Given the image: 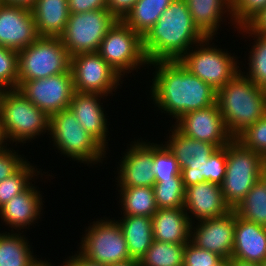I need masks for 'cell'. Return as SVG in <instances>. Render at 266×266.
Returning <instances> with one entry per match:
<instances>
[{
    "label": "cell",
    "mask_w": 266,
    "mask_h": 266,
    "mask_svg": "<svg viewBox=\"0 0 266 266\" xmlns=\"http://www.w3.org/2000/svg\"><path fill=\"white\" fill-rule=\"evenodd\" d=\"M219 266H228V263L226 260H224Z\"/></svg>",
    "instance_id": "obj_53"
},
{
    "label": "cell",
    "mask_w": 266,
    "mask_h": 266,
    "mask_svg": "<svg viewBox=\"0 0 266 266\" xmlns=\"http://www.w3.org/2000/svg\"><path fill=\"white\" fill-rule=\"evenodd\" d=\"M260 266H266V259L261 263L259 264Z\"/></svg>",
    "instance_id": "obj_54"
},
{
    "label": "cell",
    "mask_w": 266,
    "mask_h": 266,
    "mask_svg": "<svg viewBox=\"0 0 266 266\" xmlns=\"http://www.w3.org/2000/svg\"><path fill=\"white\" fill-rule=\"evenodd\" d=\"M70 69L77 92L98 93L107 97L116 92L124 81L97 52L71 57Z\"/></svg>",
    "instance_id": "obj_12"
},
{
    "label": "cell",
    "mask_w": 266,
    "mask_h": 266,
    "mask_svg": "<svg viewBox=\"0 0 266 266\" xmlns=\"http://www.w3.org/2000/svg\"><path fill=\"white\" fill-rule=\"evenodd\" d=\"M122 218V219H121ZM120 224L132 259L140 260L153 242L152 218L123 215Z\"/></svg>",
    "instance_id": "obj_26"
},
{
    "label": "cell",
    "mask_w": 266,
    "mask_h": 266,
    "mask_svg": "<svg viewBox=\"0 0 266 266\" xmlns=\"http://www.w3.org/2000/svg\"><path fill=\"white\" fill-rule=\"evenodd\" d=\"M106 266H140L139 261L136 259H130L128 261L120 262V263H115V264H109Z\"/></svg>",
    "instance_id": "obj_48"
},
{
    "label": "cell",
    "mask_w": 266,
    "mask_h": 266,
    "mask_svg": "<svg viewBox=\"0 0 266 266\" xmlns=\"http://www.w3.org/2000/svg\"><path fill=\"white\" fill-rule=\"evenodd\" d=\"M37 0H0V3L5 5L23 6L26 8H32Z\"/></svg>",
    "instance_id": "obj_46"
},
{
    "label": "cell",
    "mask_w": 266,
    "mask_h": 266,
    "mask_svg": "<svg viewBox=\"0 0 266 266\" xmlns=\"http://www.w3.org/2000/svg\"><path fill=\"white\" fill-rule=\"evenodd\" d=\"M16 151L7 144L0 148V182L17 172L28 161L24 155L18 154L19 150Z\"/></svg>",
    "instance_id": "obj_41"
},
{
    "label": "cell",
    "mask_w": 266,
    "mask_h": 266,
    "mask_svg": "<svg viewBox=\"0 0 266 266\" xmlns=\"http://www.w3.org/2000/svg\"><path fill=\"white\" fill-rule=\"evenodd\" d=\"M153 189L158 209L184 208L185 187L182 178L155 181Z\"/></svg>",
    "instance_id": "obj_34"
},
{
    "label": "cell",
    "mask_w": 266,
    "mask_h": 266,
    "mask_svg": "<svg viewBox=\"0 0 266 266\" xmlns=\"http://www.w3.org/2000/svg\"><path fill=\"white\" fill-rule=\"evenodd\" d=\"M205 36L195 26L186 0H173L142 37L147 61H176Z\"/></svg>",
    "instance_id": "obj_2"
},
{
    "label": "cell",
    "mask_w": 266,
    "mask_h": 266,
    "mask_svg": "<svg viewBox=\"0 0 266 266\" xmlns=\"http://www.w3.org/2000/svg\"><path fill=\"white\" fill-rule=\"evenodd\" d=\"M149 66L155 69L149 99L161 113H167L177 121L186 113L216 103L217 91L192 74L179 60L155 61Z\"/></svg>",
    "instance_id": "obj_1"
},
{
    "label": "cell",
    "mask_w": 266,
    "mask_h": 266,
    "mask_svg": "<svg viewBox=\"0 0 266 266\" xmlns=\"http://www.w3.org/2000/svg\"><path fill=\"white\" fill-rule=\"evenodd\" d=\"M191 225L184 208L158 209L152 216L153 239L167 243H188Z\"/></svg>",
    "instance_id": "obj_23"
},
{
    "label": "cell",
    "mask_w": 266,
    "mask_h": 266,
    "mask_svg": "<svg viewBox=\"0 0 266 266\" xmlns=\"http://www.w3.org/2000/svg\"><path fill=\"white\" fill-rule=\"evenodd\" d=\"M226 146L215 150L201 167V175L211 183L222 185L226 173Z\"/></svg>",
    "instance_id": "obj_39"
},
{
    "label": "cell",
    "mask_w": 266,
    "mask_h": 266,
    "mask_svg": "<svg viewBox=\"0 0 266 266\" xmlns=\"http://www.w3.org/2000/svg\"><path fill=\"white\" fill-rule=\"evenodd\" d=\"M186 2L195 26L205 37H217L220 23L227 20L224 18L228 15L231 18L230 23L234 24L231 0H186Z\"/></svg>",
    "instance_id": "obj_24"
},
{
    "label": "cell",
    "mask_w": 266,
    "mask_h": 266,
    "mask_svg": "<svg viewBox=\"0 0 266 266\" xmlns=\"http://www.w3.org/2000/svg\"><path fill=\"white\" fill-rule=\"evenodd\" d=\"M116 21L107 9L70 13L60 39L70 57L81 53H95Z\"/></svg>",
    "instance_id": "obj_11"
},
{
    "label": "cell",
    "mask_w": 266,
    "mask_h": 266,
    "mask_svg": "<svg viewBox=\"0 0 266 266\" xmlns=\"http://www.w3.org/2000/svg\"><path fill=\"white\" fill-rule=\"evenodd\" d=\"M184 210L192 223H196L195 219L200 222L219 218L232 211L224 199L221 186L208 181L185 188Z\"/></svg>",
    "instance_id": "obj_19"
},
{
    "label": "cell",
    "mask_w": 266,
    "mask_h": 266,
    "mask_svg": "<svg viewBox=\"0 0 266 266\" xmlns=\"http://www.w3.org/2000/svg\"><path fill=\"white\" fill-rule=\"evenodd\" d=\"M237 31L254 37L253 45L248 51V72L243 73L258 86L266 88V35L253 33L247 26L237 28Z\"/></svg>",
    "instance_id": "obj_30"
},
{
    "label": "cell",
    "mask_w": 266,
    "mask_h": 266,
    "mask_svg": "<svg viewBox=\"0 0 266 266\" xmlns=\"http://www.w3.org/2000/svg\"><path fill=\"white\" fill-rule=\"evenodd\" d=\"M212 40L213 37H205L190 48L179 61L192 74L218 91L232 80L241 68L237 56H232L227 49L223 51L215 44L211 45Z\"/></svg>",
    "instance_id": "obj_7"
},
{
    "label": "cell",
    "mask_w": 266,
    "mask_h": 266,
    "mask_svg": "<svg viewBox=\"0 0 266 266\" xmlns=\"http://www.w3.org/2000/svg\"><path fill=\"white\" fill-rule=\"evenodd\" d=\"M50 117L18 89H6L1 101L0 130L5 144H22L49 134ZM38 136V137H37ZM28 141V142H26Z\"/></svg>",
    "instance_id": "obj_4"
},
{
    "label": "cell",
    "mask_w": 266,
    "mask_h": 266,
    "mask_svg": "<svg viewBox=\"0 0 266 266\" xmlns=\"http://www.w3.org/2000/svg\"><path fill=\"white\" fill-rule=\"evenodd\" d=\"M62 266H106V265L90 261L77 251V253L67 258V260L65 259V262L63 261Z\"/></svg>",
    "instance_id": "obj_45"
},
{
    "label": "cell",
    "mask_w": 266,
    "mask_h": 266,
    "mask_svg": "<svg viewBox=\"0 0 266 266\" xmlns=\"http://www.w3.org/2000/svg\"><path fill=\"white\" fill-rule=\"evenodd\" d=\"M141 139V141H140ZM131 141L118 164L117 188L122 187H153L155 174L153 169V142L142 138Z\"/></svg>",
    "instance_id": "obj_16"
},
{
    "label": "cell",
    "mask_w": 266,
    "mask_h": 266,
    "mask_svg": "<svg viewBox=\"0 0 266 266\" xmlns=\"http://www.w3.org/2000/svg\"><path fill=\"white\" fill-rule=\"evenodd\" d=\"M246 26L253 33L266 35V8L256 15Z\"/></svg>",
    "instance_id": "obj_44"
},
{
    "label": "cell",
    "mask_w": 266,
    "mask_h": 266,
    "mask_svg": "<svg viewBox=\"0 0 266 266\" xmlns=\"http://www.w3.org/2000/svg\"><path fill=\"white\" fill-rule=\"evenodd\" d=\"M233 211L247 221L266 226V186L261 180L247 192Z\"/></svg>",
    "instance_id": "obj_31"
},
{
    "label": "cell",
    "mask_w": 266,
    "mask_h": 266,
    "mask_svg": "<svg viewBox=\"0 0 266 266\" xmlns=\"http://www.w3.org/2000/svg\"><path fill=\"white\" fill-rule=\"evenodd\" d=\"M71 57L60 37H38L18 52V82L67 73Z\"/></svg>",
    "instance_id": "obj_8"
},
{
    "label": "cell",
    "mask_w": 266,
    "mask_h": 266,
    "mask_svg": "<svg viewBox=\"0 0 266 266\" xmlns=\"http://www.w3.org/2000/svg\"><path fill=\"white\" fill-rule=\"evenodd\" d=\"M30 184L24 191L17 196L12 197L4 206L0 208L1 220L11 227L10 232H20L21 229H26L27 225L35 224L41 217L43 209V195L38 186ZM36 186V187H35ZM20 230V231H19Z\"/></svg>",
    "instance_id": "obj_21"
},
{
    "label": "cell",
    "mask_w": 266,
    "mask_h": 266,
    "mask_svg": "<svg viewBox=\"0 0 266 266\" xmlns=\"http://www.w3.org/2000/svg\"><path fill=\"white\" fill-rule=\"evenodd\" d=\"M49 135L54 149L74 162L92 166L106 158L107 150L78 123L70 109L50 116Z\"/></svg>",
    "instance_id": "obj_5"
},
{
    "label": "cell",
    "mask_w": 266,
    "mask_h": 266,
    "mask_svg": "<svg viewBox=\"0 0 266 266\" xmlns=\"http://www.w3.org/2000/svg\"><path fill=\"white\" fill-rule=\"evenodd\" d=\"M228 266H260L257 263L248 262L238 258H230L227 260Z\"/></svg>",
    "instance_id": "obj_47"
},
{
    "label": "cell",
    "mask_w": 266,
    "mask_h": 266,
    "mask_svg": "<svg viewBox=\"0 0 266 266\" xmlns=\"http://www.w3.org/2000/svg\"><path fill=\"white\" fill-rule=\"evenodd\" d=\"M93 221L82 235L78 252L90 261L109 265L132 259L117 219ZM105 219V220H104Z\"/></svg>",
    "instance_id": "obj_10"
},
{
    "label": "cell",
    "mask_w": 266,
    "mask_h": 266,
    "mask_svg": "<svg viewBox=\"0 0 266 266\" xmlns=\"http://www.w3.org/2000/svg\"><path fill=\"white\" fill-rule=\"evenodd\" d=\"M37 173V174H36ZM44 175L42 170L38 171L34 165L27 161L17 172L0 182V208L12 197L17 196L34 182L35 176ZM33 179V180H32Z\"/></svg>",
    "instance_id": "obj_33"
},
{
    "label": "cell",
    "mask_w": 266,
    "mask_h": 266,
    "mask_svg": "<svg viewBox=\"0 0 266 266\" xmlns=\"http://www.w3.org/2000/svg\"><path fill=\"white\" fill-rule=\"evenodd\" d=\"M21 234L15 231L0 232V266H33L38 262L32 245Z\"/></svg>",
    "instance_id": "obj_27"
},
{
    "label": "cell",
    "mask_w": 266,
    "mask_h": 266,
    "mask_svg": "<svg viewBox=\"0 0 266 266\" xmlns=\"http://www.w3.org/2000/svg\"><path fill=\"white\" fill-rule=\"evenodd\" d=\"M174 123L185 136L212 143L217 148L226 146L233 139L225 127L217 102L210 107L186 113Z\"/></svg>",
    "instance_id": "obj_15"
},
{
    "label": "cell",
    "mask_w": 266,
    "mask_h": 266,
    "mask_svg": "<svg viewBox=\"0 0 266 266\" xmlns=\"http://www.w3.org/2000/svg\"><path fill=\"white\" fill-rule=\"evenodd\" d=\"M38 37L30 8L0 4V46L19 52Z\"/></svg>",
    "instance_id": "obj_18"
},
{
    "label": "cell",
    "mask_w": 266,
    "mask_h": 266,
    "mask_svg": "<svg viewBox=\"0 0 266 266\" xmlns=\"http://www.w3.org/2000/svg\"><path fill=\"white\" fill-rule=\"evenodd\" d=\"M33 266H53V265L51 264V262L46 261V259L44 261L39 259V261Z\"/></svg>",
    "instance_id": "obj_49"
},
{
    "label": "cell",
    "mask_w": 266,
    "mask_h": 266,
    "mask_svg": "<svg viewBox=\"0 0 266 266\" xmlns=\"http://www.w3.org/2000/svg\"><path fill=\"white\" fill-rule=\"evenodd\" d=\"M17 88L49 117L69 109L75 92L71 69L47 78L18 82Z\"/></svg>",
    "instance_id": "obj_13"
},
{
    "label": "cell",
    "mask_w": 266,
    "mask_h": 266,
    "mask_svg": "<svg viewBox=\"0 0 266 266\" xmlns=\"http://www.w3.org/2000/svg\"><path fill=\"white\" fill-rule=\"evenodd\" d=\"M98 93H83L75 91L69 109L75 115L78 123L91 134L106 150L108 146V118ZM105 112V114H104ZM108 132V133H107Z\"/></svg>",
    "instance_id": "obj_20"
},
{
    "label": "cell",
    "mask_w": 266,
    "mask_h": 266,
    "mask_svg": "<svg viewBox=\"0 0 266 266\" xmlns=\"http://www.w3.org/2000/svg\"><path fill=\"white\" fill-rule=\"evenodd\" d=\"M266 8V0H231L234 28L246 26L256 15Z\"/></svg>",
    "instance_id": "obj_38"
},
{
    "label": "cell",
    "mask_w": 266,
    "mask_h": 266,
    "mask_svg": "<svg viewBox=\"0 0 266 266\" xmlns=\"http://www.w3.org/2000/svg\"><path fill=\"white\" fill-rule=\"evenodd\" d=\"M97 53L123 78L133 70L148 68L142 37L117 20L101 41Z\"/></svg>",
    "instance_id": "obj_9"
},
{
    "label": "cell",
    "mask_w": 266,
    "mask_h": 266,
    "mask_svg": "<svg viewBox=\"0 0 266 266\" xmlns=\"http://www.w3.org/2000/svg\"><path fill=\"white\" fill-rule=\"evenodd\" d=\"M0 86L18 87V52L0 46Z\"/></svg>",
    "instance_id": "obj_37"
},
{
    "label": "cell",
    "mask_w": 266,
    "mask_h": 266,
    "mask_svg": "<svg viewBox=\"0 0 266 266\" xmlns=\"http://www.w3.org/2000/svg\"><path fill=\"white\" fill-rule=\"evenodd\" d=\"M138 0H106L107 10L117 19L123 20Z\"/></svg>",
    "instance_id": "obj_43"
},
{
    "label": "cell",
    "mask_w": 266,
    "mask_h": 266,
    "mask_svg": "<svg viewBox=\"0 0 266 266\" xmlns=\"http://www.w3.org/2000/svg\"><path fill=\"white\" fill-rule=\"evenodd\" d=\"M234 229L235 212L232 210L219 218L192 223L190 241L227 261L232 257Z\"/></svg>",
    "instance_id": "obj_17"
},
{
    "label": "cell",
    "mask_w": 266,
    "mask_h": 266,
    "mask_svg": "<svg viewBox=\"0 0 266 266\" xmlns=\"http://www.w3.org/2000/svg\"><path fill=\"white\" fill-rule=\"evenodd\" d=\"M224 259L219 255L194 245L186 243L183 266H219Z\"/></svg>",
    "instance_id": "obj_40"
},
{
    "label": "cell",
    "mask_w": 266,
    "mask_h": 266,
    "mask_svg": "<svg viewBox=\"0 0 266 266\" xmlns=\"http://www.w3.org/2000/svg\"><path fill=\"white\" fill-rule=\"evenodd\" d=\"M173 0H138L122 20L143 37Z\"/></svg>",
    "instance_id": "obj_28"
},
{
    "label": "cell",
    "mask_w": 266,
    "mask_h": 266,
    "mask_svg": "<svg viewBox=\"0 0 266 266\" xmlns=\"http://www.w3.org/2000/svg\"><path fill=\"white\" fill-rule=\"evenodd\" d=\"M216 102L225 127L236 138L266 115V88L255 84L241 70L217 91Z\"/></svg>",
    "instance_id": "obj_3"
},
{
    "label": "cell",
    "mask_w": 266,
    "mask_h": 266,
    "mask_svg": "<svg viewBox=\"0 0 266 266\" xmlns=\"http://www.w3.org/2000/svg\"><path fill=\"white\" fill-rule=\"evenodd\" d=\"M186 243L174 244L153 240L139 260L140 266H183Z\"/></svg>",
    "instance_id": "obj_32"
},
{
    "label": "cell",
    "mask_w": 266,
    "mask_h": 266,
    "mask_svg": "<svg viewBox=\"0 0 266 266\" xmlns=\"http://www.w3.org/2000/svg\"><path fill=\"white\" fill-rule=\"evenodd\" d=\"M226 173L221 185L226 203L233 210L260 180L266 159L233 138L226 145Z\"/></svg>",
    "instance_id": "obj_6"
},
{
    "label": "cell",
    "mask_w": 266,
    "mask_h": 266,
    "mask_svg": "<svg viewBox=\"0 0 266 266\" xmlns=\"http://www.w3.org/2000/svg\"><path fill=\"white\" fill-rule=\"evenodd\" d=\"M260 180L263 182V184L266 186V164L264 165L261 173Z\"/></svg>",
    "instance_id": "obj_50"
},
{
    "label": "cell",
    "mask_w": 266,
    "mask_h": 266,
    "mask_svg": "<svg viewBox=\"0 0 266 266\" xmlns=\"http://www.w3.org/2000/svg\"><path fill=\"white\" fill-rule=\"evenodd\" d=\"M231 258L261 264L266 259V226L247 221L235 214Z\"/></svg>",
    "instance_id": "obj_22"
},
{
    "label": "cell",
    "mask_w": 266,
    "mask_h": 266,
    "mask_svg": "<svg viewBox=\"0 0 266 266\" xmlns=\"http://www.w3.org/2000/svg\"><path fill=\"white\" fill-rule=\"evenodd\" d=\"M235 139L245 148L257 152L266 159V115L248 126Z\"/></svg>",
    "instance_id": "obj_36"
},
{
    "label": "cell",
    "mask_w": 266,
    "mask_h": 266,
    "mask_svg": "<svg viewBox=\"0 0 266 266\" xmlns=\"http://www.w3.org/2000/svg\"><path fill=\"white\" fill-rule=\"evenodd\" d=\"M118 192L123 215L152 218L158 210L153 187H122Z\"/></svg>",
    "instance_id": "obj_29"
},
{
    "label": "cell",
    "mask_w": 266,
    "mask_h": 266,
    "mask_svg": "<svg viewBox=\"0 0 266 266\" xmlns=\"http://www.w3.org/2000/svg\"><path fill=\"white\" fill-rule=\"evenodd\" d=\"M5 91H6V89L3 86H0V110H1L2 97H3V94Z\"/></svg>",
    "instance_id": "obj_51"
},
{
    "label": "cell",
    "mask_w": 266,
    "mask_h": 266,
    "mask_svg": "<svg viewBox=\"0 0 266 266\" xmlns=\"http://www.w3.org/2000/svg\"><path fill=\"white\" fill-rule=\"evenodd\" d=\"M153 169L155 181L163 179L182 178L177 160L166 145L153 142Z\"/></svg>",
    "instance_id": "obj_35"
},
{
    "label": "cell",
    "mask_w": 266,
    "mask_h": 266,
    "mask_svg": "<svg viewBox=\"0 0 266 266\" xmlns=\"http://www.w3.org/2000/svg\"><path fill=\"white\" fill-rule=\"evenodd\" d=\"M70 13H83L93 10L107 9L106 0H68Z\"/></svg>",
    "instance_id": "obj_42"
},
{
    "label": "cell",
    "mask_w": 266,
    "mask_h": 266,
    "mask_svg": "<svg viewBox=\"0 0 266 266\" xmlns=\"http://www.w3.org/2000/svg\"><path fill=\"white\" fill-rule=\"evenodd\" d=\"M172 127L165 145L177 160L184 187L206 182L201 167L218 148L212 143L187 137L174 125Z\"/></svg>",
    "instance_id": "obj_14"
},
{
    "label": "cell",
    "mask_w": 266,
    "mask_h": 266,
    "mask_svg": "<svg viewBox=\"0 0 266 266\" xmlns=\"http://www.w3.org/2000/svg\"><path fill=\"white\" fill-rule=\"evenodd\" d=\"M5 142H4V139L2 137V133H1V130H0V148H2L3 146H5Z\"/></svg>",
    "instance_id": "obj_52"
},
{
    "label": "cell",
    "mask_w": 266,
    "mask_h": 266,
    "mask_svg": "<svg viewBox=\"0 0 266 266\" xmlns=\"http://www.w3.org/2000/svg\"><path fill=\"white\" fill-rule=\"evenodd\" d=\"M39 37H60L69 19L68 0H37L31 8Z\"/></svg>",
    "instance_id": "obj_25"
}]
</instances>
